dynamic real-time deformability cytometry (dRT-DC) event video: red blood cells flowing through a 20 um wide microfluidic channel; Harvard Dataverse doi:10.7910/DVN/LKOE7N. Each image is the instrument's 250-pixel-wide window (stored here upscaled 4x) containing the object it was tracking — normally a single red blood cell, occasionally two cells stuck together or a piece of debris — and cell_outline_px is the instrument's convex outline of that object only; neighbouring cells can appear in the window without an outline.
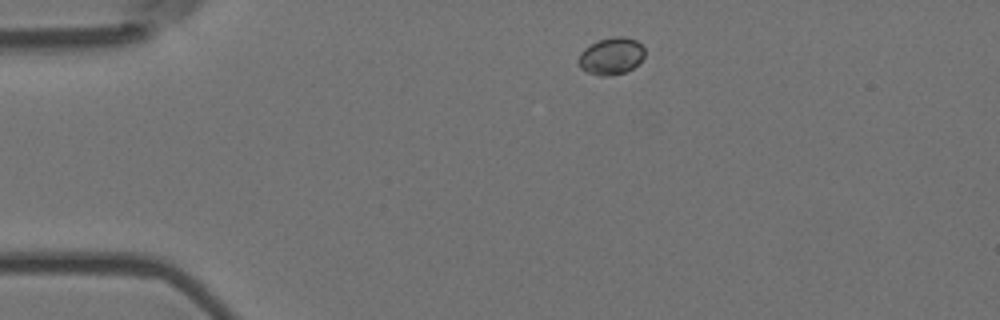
{"species": "Egyptian fruit bat (a non-hibernating species)", "species_latin": "Rousettus aegyptiacus", "temperature_condition": "room temperature", "stored_images_in_passage": 9, "camera_frame_rate_fps": 3000, "um_per_image_px": 0.085, "animal": {"sex": "female"}, "frame": {"image": 1, "passage_image": 1, "time_ms": 0.0, "image_size_px": [1000, 320], "cell_outline_px": [[644, 56], [632, 68], [624, 72], [608, 76], [600, 76], [588, 72], [580, 68], [576, 60], [580, 52], [584, 48], [600, 40], [612, 36], [624, 36], [636, 40], [644, 48]], "centroid_in_image_um": [51.91, 4.76], "position_along_channel_um": 33.1, "area_um2": 14.28}}
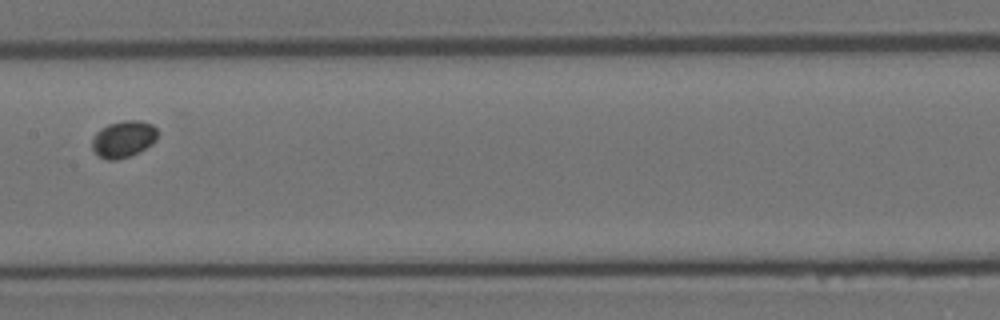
{"frame": {"image": 2, "passage_image": 6, "time_ms": 1.667, "image_size_px": [1000, 320], "cell_outline_px": [[160, 132], [156, 140], [152, 144], [128, 156], [116, 160], [108, 160], [92, 152], [92, 136], [100, 128], [108, 124], [124, 120], [140, 120], [152, 124]], "centroid_in_image_um": [10.48, 11.8], "position_along_channel_um": 196.9, "area_um2": 14.16}}
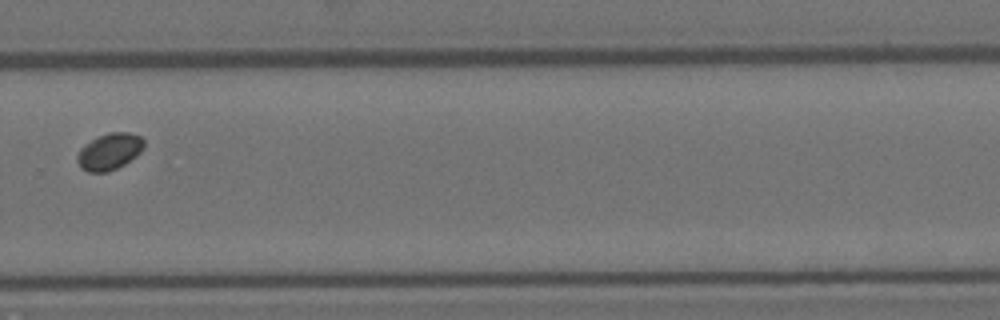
{"frame": {"image": 3, "passage_image": 9, "time_ms": 2.667, "image_size_px": [1000, 320], "cell_outline_px": [[144, 148], [136, 156], [124, 164], [108, 172], [88, 172], [80, 168], [76, 160], [76, 156], [80, 148], [84, 144], [96, 136], [108, 132], [128, 132], [140, 136], [144, 140]], "centroid_in_image_um": [9.27, 12.87], "position_along_channel_um": 320.5, "area_um2": 14.45}}